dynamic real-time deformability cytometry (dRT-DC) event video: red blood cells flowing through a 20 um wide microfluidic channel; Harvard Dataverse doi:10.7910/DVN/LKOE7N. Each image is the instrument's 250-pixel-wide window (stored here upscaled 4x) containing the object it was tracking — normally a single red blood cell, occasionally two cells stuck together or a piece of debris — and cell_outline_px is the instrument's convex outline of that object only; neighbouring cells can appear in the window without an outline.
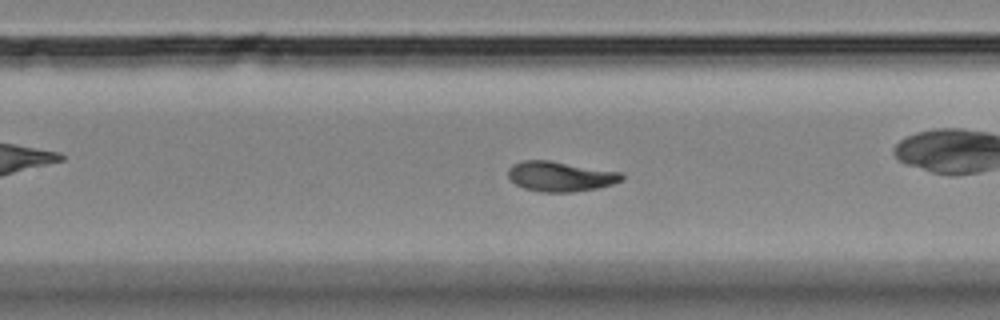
{"species": "Egyptian fruit bat (a non-hibernating species)", "species_latin": "Rousettus aegyptiacus", "temperature_condition": "room temperature", "stored_images_in_passage": 51, "camera_frame_rate_fps": 3000, "um_per_image_px": 0.085, "animal": {"sex": "female"}, "frame": {"image": 1, "passage_image": 30, "time_ms": 9.667, "image_size_px": [1000, 320], "cell_outline_px": [[624, 180], [612, 184], [596, 188], [572, 192], [540, 192], [524, 188], [516, 184], [508, 176], [508, 168], [512, 164], [524, 160], [548, 160], [620, 172], [624, 176]], "centroid_in_image_um": [47.61, 14.99], "position_along_channel_um": 282.2, "area_um2": 19.77}, "authors_computed_cell_mechanics": {"area_um2": 19.5942, "velocity_mm_per_s": 3.5319, "shape_relaxation_time_tau1_ms": 6.3177, "shape_relaxation_time_tau2_ms": 5.0943, "deformation_change_tau1": 0.1785, "deformation_change_tau2": 0.0998}}